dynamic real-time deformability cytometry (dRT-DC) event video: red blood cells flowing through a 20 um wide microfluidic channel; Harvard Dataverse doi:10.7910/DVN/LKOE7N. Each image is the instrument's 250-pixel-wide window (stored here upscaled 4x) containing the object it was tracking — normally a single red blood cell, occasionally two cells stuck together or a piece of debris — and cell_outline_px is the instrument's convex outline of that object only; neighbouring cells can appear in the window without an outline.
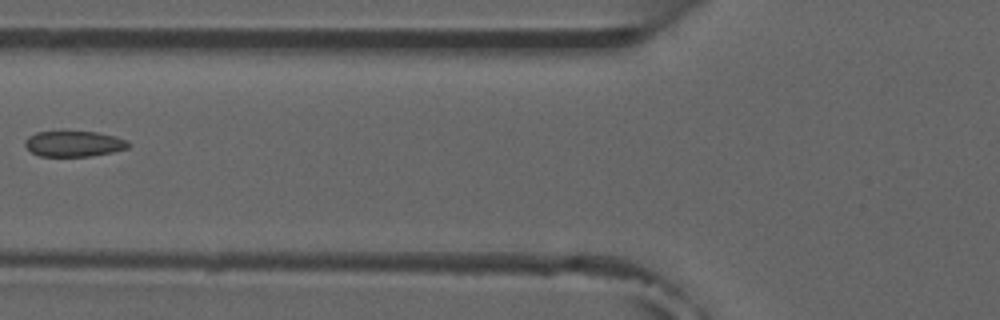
{"species": "common noctule bat (a hibernating species)", "species_latin": "Nyctalus noctula", "temperature_condition": "room temperature", "stored_images_in_passage": 6, "camera_frame_rate_fps": 3000, "um_per_image_px": 0.085, "animal": {"sex": "male", "forearm_length_mm": 52.5}, "frame": {"image": 1, "passage_image": 6, "time_ms": 5.667, "image_size_px": [1000, 320], "cell_outline_px": [[132, 144], [128, 148], [112, 152], [92, 156], [40, 156], [32, 152], [24, 144], [24, 140], [28, 136], [36, 132], [96, 132], [116, 136], [128, 140]], "centroid_in_image_um": [6.32, 12.22], "position_along_channel_um": 119.5, "area_um2": 15.49}}